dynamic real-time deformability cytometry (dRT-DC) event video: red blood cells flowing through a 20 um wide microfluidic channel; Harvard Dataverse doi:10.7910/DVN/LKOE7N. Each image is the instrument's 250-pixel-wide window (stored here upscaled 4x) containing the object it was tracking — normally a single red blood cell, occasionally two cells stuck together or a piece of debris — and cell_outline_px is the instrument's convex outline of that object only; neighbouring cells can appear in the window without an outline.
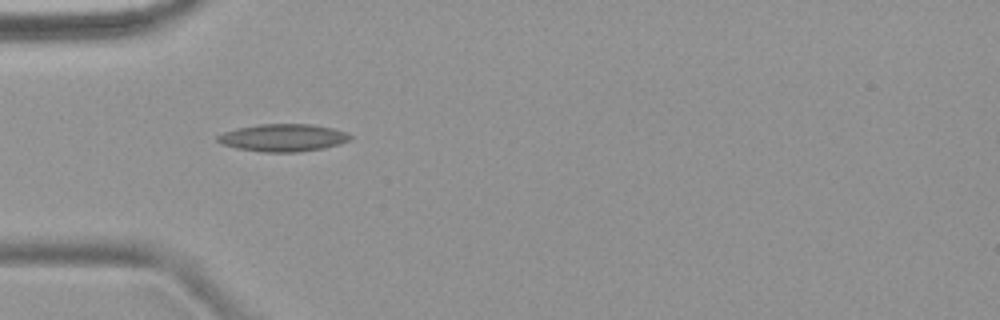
{"species": "common noctule bat (a hibernating species)", "species_latin": "Nyctalus noctula", "temperature_condition": "warm", "stored_images_in_passage": 2, "camera_frame_rate_fps": 3000, "um_per_image_px": 0.085, "animal": {"sex": "female", "body_mass_g": 18.4}, "frame": {"image": 1, "passage_image": 1, "time_ms": 0.0, "image_size_px": [1000, 320], "cell_outline_px": [[352, 140], [340, 144], [324, 148], [296, 152], [264, 152], [240, 148], [224, 144], [216, 140], [216, 136], [224, 132], [236, 128], [260, 124], [312, 124], [332, 128], [344, 132], [352, 136]], "centroid_in_image_um": [24.09, 11.7], "position_along_channel_um": 60.9, "area_um2": 21.1}}
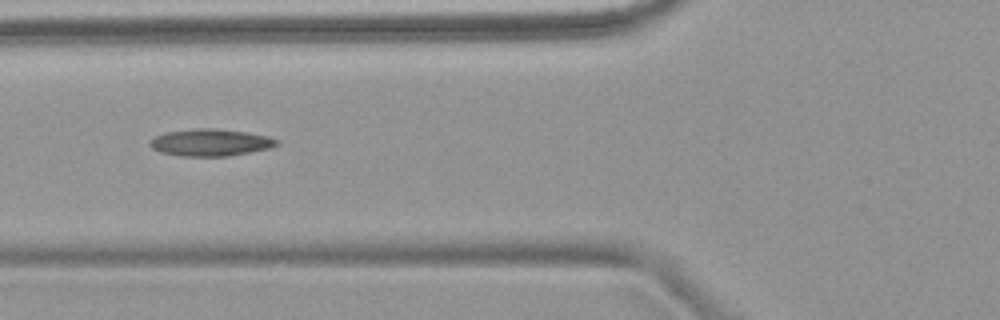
{"frame": {"image": 2, "passage_image": 2, "time_ms": 1.333, "image_size_px": [1000, 320], "cell_outline_px": [[280, 144], [268, 148], [228, 156], [180, 156], [160, 152], [152, 148], [148, 144], [148, 140], [164, 132], [196, 128], [216, 128], [248, 132], [268, 136], [280, 140]], "centroid_in_image_um": [17.87, 12.1], "position_along_channel_um": 107.9, "area_um2": 20.17}}